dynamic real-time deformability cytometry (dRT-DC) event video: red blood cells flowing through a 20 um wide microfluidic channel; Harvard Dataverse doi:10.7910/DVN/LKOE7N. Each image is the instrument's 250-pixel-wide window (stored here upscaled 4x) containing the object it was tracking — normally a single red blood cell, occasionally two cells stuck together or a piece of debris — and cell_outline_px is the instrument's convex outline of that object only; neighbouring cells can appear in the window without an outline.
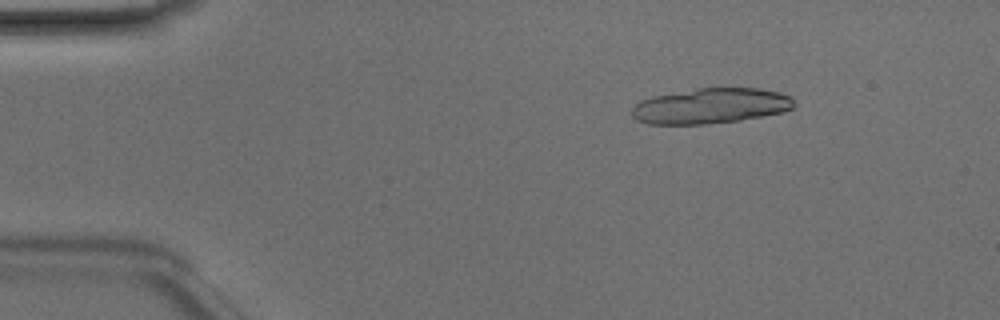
{"species": "Egyptian fruit bat (a non-hibernating species)", "species_latin": "Rousettus aegyptiacus", "temperature_condition": "room temperature", "stored_images_in_passage": 11, "camera_frame_rate_fps": 3000, "um_per_image_px": 0.085, "animal": {"sex": "male"}, "frame": {"image": 1, "passage_image": 1, "time_ms": 0.0, "image_size_px": [1000, 320], "cell_outline_px": [[796, 104], [792, 108], [784, 112], [740, 120], [704, 124], [648, 124], [636, 120], [632, 116], [632, 108], [640, 100], [652, 96], [700, 88], [760, 88], [780, 92], [792, 96]], "centroid_in_image_um": [60.43, 9.0], "position_along_channel_um": 24.6, "area_um2": 33.58}}